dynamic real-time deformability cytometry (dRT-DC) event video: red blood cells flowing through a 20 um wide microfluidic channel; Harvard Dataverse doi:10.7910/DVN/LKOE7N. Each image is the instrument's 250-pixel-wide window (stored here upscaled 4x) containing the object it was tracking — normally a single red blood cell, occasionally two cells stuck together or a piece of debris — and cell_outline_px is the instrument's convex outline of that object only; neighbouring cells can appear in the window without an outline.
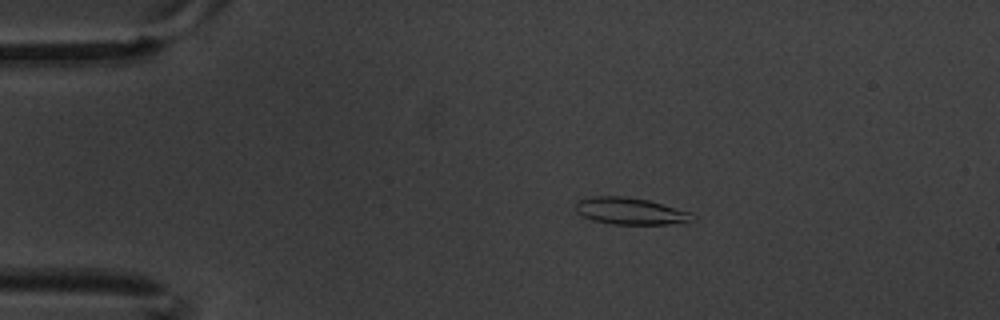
{"species": "common noctule bat (a hibernating species)", "species_latin": "Nyctalus noctula", "temperature_condition": "warm", "stored_images_in_passage": 6, "camera_frame_rate_fps": 3000, "um_per_image_px": 0.085, "animal": {"sex": "male", "body_mass_g": 20.1, "forearm_length_mm": 53.5}, "frame": {"image": 1, "passage_image": 3, "time_ms": 0.667, "image_size_px": [1000, 320], "cell_outline_px": [[696, 220], [688, 224], [612, 224], [592, 220], [576, 212], [576, 204], [580, 200], [596, 196], [624, 196], [648, 200], [692, 212], [696, 216]], "centroid_in_image_um": [53.7, 17.96], "position_along_channel_um": 31.3, "area_um2": 18.5}}